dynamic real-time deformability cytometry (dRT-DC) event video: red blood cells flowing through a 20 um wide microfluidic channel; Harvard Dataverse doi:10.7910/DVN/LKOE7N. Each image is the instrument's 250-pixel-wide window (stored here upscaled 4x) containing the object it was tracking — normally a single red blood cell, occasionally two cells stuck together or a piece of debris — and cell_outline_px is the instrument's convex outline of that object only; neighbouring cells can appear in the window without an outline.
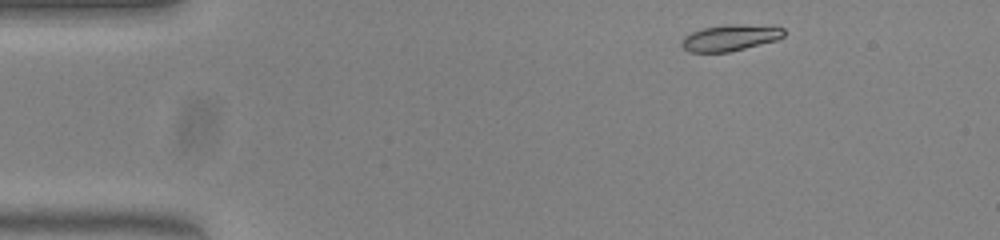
{"species": "common noctule bat (a hibernating species)", "species_latin": "Nyctalus noctula", "temperature_condition": "warm", "stored_images_in_passage": 45, "camera_frame_rate_fps": 3000, "um_per_image_px": 0.085, "animal": {"sex": "female", "body_mass_g": 23.0, "forearm_length_mm": 53.4}, "frame": {"image": 1, "passage_image": 1, "time_ms": 0.0, "image_size_px": [1000, 240], "cell_outline_px": [[784, 36], [776, 40], [728, 52], [688, 52], [680, 44], [684, 36], [692, 32], [704, 28], [728, 24], [772, 24], [784, 28]], "centroid_in_image_um": [62.11, 3.18], "position_along_channel_um": 22.9, "area_um2": 15.84}}
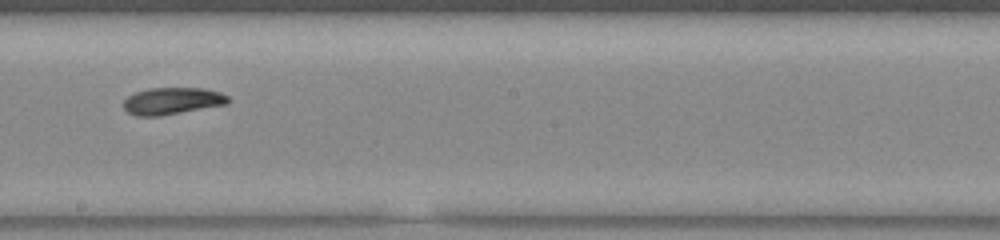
{"frame": {"image": 2, "passage_image": 23, "time_ms": 7.333, "image_size_px": [1000, 240], "cell_outline_px": [[228, 104], [160, 116], [136, 116], [128, 112], [124, 108], [124, 100], [128, 96], [136, 92], [148, 88], [204, 88], [220, 92], [228, 96]], "centroid_in_image_um": [14.64, 8.58], "position_along_channel_um": 233.6, "area_um2": 16.42}}
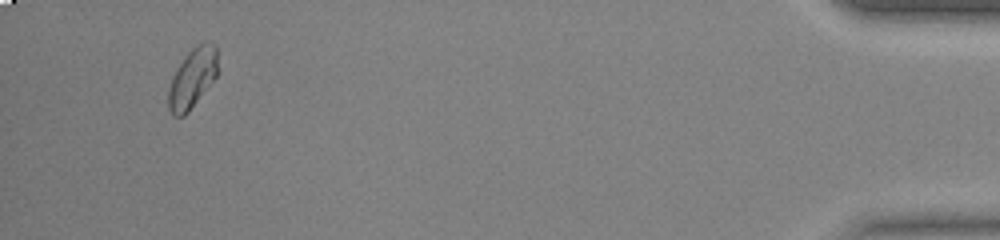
{"frame": {"image": 3, "passage_image": 43, "time_ms": 14.0, "image_size_px": [1000, 240], "cell_outline_px": [[216, 76], [188, 112], [184, 116], [172, 116], [168, 108], [168, 88], [172, 76], [184, 56], [196, 44], [208, 40], [216, 44]], "centroid_in_image_um": [16.32, 6.62], "position_along_channel_um": 418.9, "area_um2": 17.11}, "authors_computed_cell_mechanics": {"area_um2": 16.6464, "velocity_mm_per_s": 3.9478, "shape_relaxation_time_tau1_ms": 4.2809, "shape_relaxation_time_tau2_ms": 3.3332, "deformation_change_tau1": 0.1822, "deformation_change_tau2": 0.0775}}